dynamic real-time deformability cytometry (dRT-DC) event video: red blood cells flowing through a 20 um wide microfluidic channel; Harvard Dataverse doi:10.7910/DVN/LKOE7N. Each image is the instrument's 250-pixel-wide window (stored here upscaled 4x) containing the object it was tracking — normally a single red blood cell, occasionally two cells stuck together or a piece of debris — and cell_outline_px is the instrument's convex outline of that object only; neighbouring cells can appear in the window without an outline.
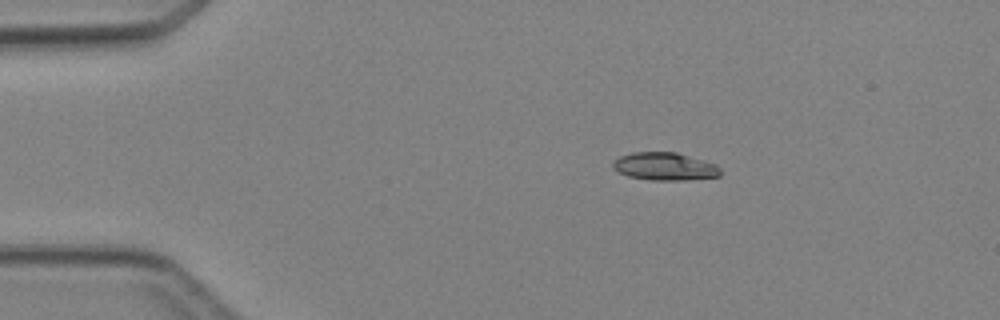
{"species": "Egyptian fruit bat (a non-hibernating species)", "species_latin": "Rousettus aegyptiacus", "temperature_condition": "cold", "stored_images_in_passage": 3, "camera_frame_rate_fps": 3000, "um_per_image_px": 0.085, "animal": {"sex": "female"}, "frame": {"image": 1, "passage_image": 1, "time_ms": 0.0, "image_size_px": [1000, 320], "cell_outline_px": [[720, 176], [684, 180], [652, 180], [628, 176], [612, 168], [612, 164], [620, 156], [632, 152], [676, 152], [716, 164], [720, 168]], "centroid_in_image_um": [56.5, 14.14], "position_along_channel_um": 28.5, "area_um2": 17.28}}
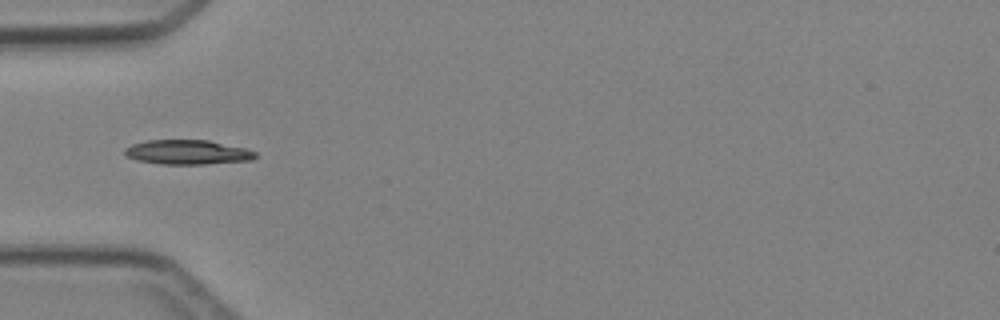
{"frame": {"image": 2, "passage_image": 3, "time_ms": 2.333, "image_size_px": [1000, 320], "cell_outline_px": [[256, 156], [252, 160], [204, 164], [164, 164], [136, 160], [124, 156], [124, 148], [132, 144], [148, 140], [208, 140], [244, 148], [256, 152]], "centroid_in_image_um": [15.9, 12.94], "position_along_channel_um": 69.1, "area_um2": 18.61}}